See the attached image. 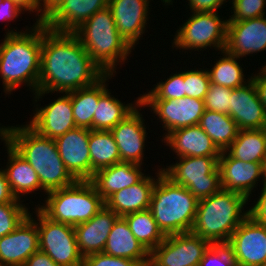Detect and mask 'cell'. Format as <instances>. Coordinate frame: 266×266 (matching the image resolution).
I'll use <instances>...</instances> for the list:
<instances>
[{
    "instance_id": "6da1fadb",
    "label": "cell",
    "mask_w": 266,
    "mask_h": 266,
    "mask_svg": "<svg viewBox=\"0 0 266 266\" xmlns=\"http://www.w3.org/2000/svg\"><path fill=\"white\" fill-rule=\"evenodd\" d=\"M105 73L73 32L54 31L43 22L40 75L35 99L46 93H67L95 84Z\"/></svg>"
},
{
    "instance_id": "7a4b0ae2",
    "label": "cell",
    "mask_w": 266,
    "mask_h": 266,
    "mask_svg": "<svg viewBox=\"0 0 266 266\" xmlns=\"http://www.w3.org/2000/svg\"><path fill=\"white\" fill-rule=\"evenodd\" d=\"M33 26L29 32L8 30L0 44V76L6 94L22 83L33 92L38 91L43 22L36 21Z\"/></svg>"
},
{
    "instance_id": "3957f363",
    "label": "cell",
    "mask_w": 266,
    "mask_h": 266,
    "mask_svg": "<svg viewBox=\"0 0 266 266\" xmlns=\"http://www.w3.org/2000/svg\"><path fill=\"white\" fill-rule=\"evenodd\" d=\"M0 135L32 166L44 192L70 186L76 181L65 168L55 140L38 134L28 124L0 127Z\"/></svg>"
},
{
    "instance_id": "277c9868",
    "label": "cell",
    "mask_w": 266,
    "mask_h": 266,
    "mask_svg": "<svg viewBox=\"0 0 266 266\" xmlns=\"http://www.w3.org/2000/svg\"><path fill=\"white\" fill-rule=\"evenodd\" d=\"M247 202L245 195L224 189L200 199L191 232L211 244H227L232 233L249 215L247 210L244 212Z\"/></svg>"
},
{
    "instance_id": "5b68a950",
    "label": "cell",
    "mask_w": 266,
    "mask_h": 266,
    "mask_svg": "<svg viewBox=\"0 0 266 266\" xmlns=\"http://www.w3.org/2000/svg\"><path fill=\"white\" fill-rule=\"evenodd\" d=\"M157 172L149 210L158 227L165 236L191 232L199 200L168 178L162 168Z\"/></svg>"
},
{
    "instance_id": "8992f818",
    "label": "cell",
    "mask_w": 266,
    "mask_h": 266,
    "mask_svg": "<svg viewBox=\"0 0 266 266\" xmlns=\"http://www.w3.org/2000/svg\"><path fill=\"white\" fill-rule=\"evenodd\" d=\"M73 33L105 74L115 73L116 64L124 62L132 50L119 34L108 7L96 12Z\"/></svg>"
},
{
    "instance_id": "52a82bcc",
    "label": "cell",
    "mask_w": 266,
    "mask_h": 266,
    "mask_svg": "<svg viewBox=\"0 0 266 266\" xmlns=\"http://www.w3.org/2000/svg\"><path fill=\"white\" fill-rule=\"evenodd\" d=\"M45 205L38 209L50 220L72 226L87 222L104 206L90 180H76L72 185L47 192Z\"/></svg>"
},
{
    "instance_id": "ba28073f",
    "label": "cell",
    "mask_w": 266,
    "mask_h": 266,
    "mask_svg": "<svg viewBox=\"0 0 266 266\" xmlns=\"http://www.w3.org/2000/svg\"><path fill=\"white\" fill-rule=\"evenodd\" d=\"M220 156L179 157V162L162 168L175 184L186 187L198 200L222 189L218 159Z\"/></svg>"
},
{
    "instance_id": "9c48e42d",
    "label": "cell",
    "mask_w": 266,
    "mask_h": 266,
    "mask_svg": "<svg viewBox=\"0 0 266 266\" xmlns=\"http://www.w3.org/2000/svg\"><path fill=\"white\" fill-rule=\"evenodd\" d=\"M217 12L192 13L174 37V47L184 50H202L216 47L225 50L228 20L220 19ZM196 49V50H195Z\"/></svg>"
},
{
    "instance_id": "30bf717a",
    "label": "cell",
    "mask_w": 266,
    "mask_h": 266,
    "mask_svg": "<svg viewBox=\"0 0 266 266\" xmlns=\"http://www.w3.org/2000/svg\"><path fill=\"white\" fill-rule=\"evenodd\" d=\"M39 250L60 266H82L74 226L50 220L37 207Z\"/></svg>"
},
{
    "instance_id": "8fae6325",
    "label": "cell",
    "mask_w": 266,
    "mask_h": 266,
    "mask_svg": "<svg viewBox=\"0 0 266 266\" xmlns=\"http://www.w3.org/2000/svg\"><path fill=\"white\" fill-rule=\"evenodd\" d=\"M210 245L208 240L192 232L166 236L150 252L148 266H199Z\"/></svg>"
},
{
    "instance_id": "7c38bea8",
    "label": "cell",
    "mask_w": 266,
    "mask_h": 266,
    "mask_svg": "<svg viewBox=\"0 0 266 266\" xmlns=\"http://www.w3.org/2000/svg\"><path fill=\"white\" fill-rule=\"evenodd\" d=\"M239 266H266V226L249 215L232 233L227 243Z\"/></svg>"
},
{
    "instance_id": "4fadbf2b",
    "label": "cell",
    "mask_w": 266,
    "mask_h": 266,
    "mask_svg": "<svg viewBox=\"0 0 266 266\" xmlns=\"http://www.w3.org/2000/svg\"><path fill=\"white\" fill-rule=\"evenodd\" d=\"M145 105H149L164 124L167 131L164 138L176 129L199 125L205 110L204 100L187 96L177 100H140L139 107L145 108Z\"/></svg>"
},
{
    "instance_id": "5bb4252c",
    "label": "cell",
    "mask_w": 266,
    "mask_h": 266,
    "mask_svg": "<svg viewBox=\"0 0 266 266\" xmlns=\"http://www.w3.org/2000/svg\"><path fill=\"white\" fill-rule=\"evenodd\" d=\"M90 129L76 127L55 139L65 168L76 180L91 179Z\"/></svg>"
},
{
    "instance_id": "9a60e30c",
    "label": "cell",
    "mask_w": 266,
    "mask_h": 266,
    "mask_svg": "<svg viewBox=\"0 0 266 266\" xmlns=\"http://www.w3.org/2000/svg\"><path fill=\"white\" fill-rule=\"evenodd\" d=\"M31 213L11 233L0 238V264L24 266L26 260L39 250V234Z\"/></svg>"
},
{
    "instance_id": "2e32d148",
    "label": "cell",
    "mask_w": 266,
    "mask_h": 266,
    "mask_svg": "<svg viewBox=\"0 0 266 266\" xmlns=\"http://www.w3.org/2000/svg\"><path fill=\"white\" fill-rule=\"evenodd\" d=\"M225 50L239 59L266 50L265 16L244 21H228Z\"/></svg>"
},
{
    "instance_id": "e0dca14e",
    "label": "cell",
    "mask_w": 266,
    "mask_h": 266,
    "mask_svg": "<svg viewBox=\"0 0 266 266\" xmlns=\"http://www.w3.org/2000/svg\"><path fill=\"white\" fill-rule=\"evenodd\" d=\"M222 189L245 195L248 199L257 186L259 177L265 180L262 163L243 162L221 151L218 159ZM256 185V186H255Z\"/></svg>"
},
{
    "instance_id": "ac0fdd59",
    "label": "cell",
    "mask_w": 266,
    "mask_h": 266,
    "mask_svg": "<svg viewBox=\"0 0 266 266\" xmlns=\"http://www.w3.org/2000/svg\"><path fill=\"white\" fill-rule=\"evenodd\" d=\"M36 109L28 125L44 137L55 140L77 127L74 122L71 97L68 93H64L49 105Z\"/></svg>"
},
{
    "instance_id": "d6986e66",
    "label": "cell",
    "mask_w": 266,
    "mask_h": 266,
    "mask_svg": "<svg viewBox=\"0 0 266 266\" xmlns=\"http://www.w3.org/2000/svg\"><path fill=\"white\" fill-rule=\"evenodd\" d=\"M144 119L135 108L110 131L118 146L121 162L142 165L146 140Z\"/></svg>"
},
{
    "instance_id": "ffe728a7",
    "label": "cell",
    "mask_w": 266,
    "mask_h": 266,
    "mask_svg": "<svg viewBox=\"0 0 266 266\" xmlns=\"http://www.w3.org/2000/svg\"><path fill=\"white\" fill-rule=\"evenodd\" d=\"M230 117L239 130L266 128V110L251 79L245 85L232 89Z\"/></svg>"
},
{
    "instance_id": "44dd1931",
    "label": "cell",
    "mask_w": 266,
    "mask_h": 266,
    "mask_svg": "<svg viewBox=\"0 0 266 266\" xmlns=\"http://www.w3.org/2000/svg\"><path fill=\"white\" fill-rule=\"evenodd\" d=\"M150 0H109L108 8L119 34L134 49L145 32Z\"/></svg>"
},
{
    "instance_id": "7402d4cb",
    "label": "cell",
    "mask_w": 266,
    "mask_h": 266,
    "mask_svg": "<svg viewBox=\"0 0 266 266\" xmlns=\"http://www.w3.org/2000/svg\"><path fill=\"white\" fill-rule=\"evenodd\" d=\"M109 0H63L43 21L47 28L73 32L96 12L108 7Z\"/></svg>"
},
{
    "instance_id": "603a6c76",
    "label": "cell",
    "mask_w": 266,
    "mask_h": 266,
    "mask_svg": "<svg viewBox=\"0 0 266 266\" xmlns=\"http://www.w3.org/2000/svg\"><path fill=\"white\" fill-rule=\"evenodd\" d=\"M118 217L105 205L90 220L74 226L77 247L83 257L103 252L109 233Z\"/></svg>"
},
{
    "instance_id": "cb8c5ba5",
    "label": "cell",
    "mask_w": 266,
    "mask_h": 266,
    "mask_svg": "<svg viewBox=\"0 0 266 266\" xmlns=\"http://www.w3.org/2000/svg\"><path fill=\"white\" fill-rule=\"evenodd\" d=\"M164 143L179 157L220 156L221 151L199 125L170 132Z\"/></svg>"
},
{
    "instance_id": "d4e9b609",
    "label": "cell",
    "mask_w": 266,
    "mask_h": 266,
    "mask_svg": "<svg viewBox=\"0 0 266 266\" xmlns=\"http://www.w3.org/2000/svg\"><path fill=\"white\" fill-rule=\"evenodd\" d=\"M141 171L139 164L119 162L96 171L90 181L106 201L115 192L138 183L145 176Z\"/></svg>"
},
{
    "instance_id": "484cf974",
    "label": "cell",
    "mask_w": 266,
    "mask_h": 266,
    "mask_svg": "<svg viewBox=\"0 0 266 266\" xmlns=\"http://www.w3.org/2000/svg\"><path fill=\"white\" fill-rule=\"evenodd\" d=\"M103 253L135 260L142 266L149 265L150 253L136 239L123 217H118L114 222Z\"/></svg>"
},
{
    "instance_id": "4316f807",
    "label": "cell",
    "mask_w": 266,
    "mask_h": 266,
    "mask_svg": "<svg viewBox=\"0 0 266 266\" xmlns=\"http://www.w3.org/2000/svg\"><path fill=\"white\" fill-rule=\"evenodd\" d=\"M156 180L157 178L145 175L138 183L112 194L105 201V205L119 217L147 210L150 207L152 189Z\"/></svg>"
},
{
    "instance_id": "83f0119b",
    "label": "cell",
    "mask_w": 266,
    "mask_h": 266,
    "mask_svg": "<svg viewBox=\"0 0 266 266\" xmlns=\"http://www.w3.org/2000/svg\"><path fill=\"white\" fill-rule=\"evenodd\" d=\"M0 137L6 144L9 161V165L7 164L3 171L16 199L20 200L22 195L37 191V189L44 190L32 166L1 135Z\"/></svg>"
},
{
    "instance_id": "f1b7e54d",
    "label": "cell",
    "mask_w": 266,
    "mask_h": 266,
    "mask_svg": "<svg viewBox=\"0 0 266 266\" xmlns=\"http://www.w3.org/2000/svg\"><path fill=\"white\" fill-rule=\"evenodd\" d=\"M114 74H105L95 84L67 92L71 97L74 122L77 127L93 130V115L99 98L108 90L106 80Z\"/></svg>"
},
{
    "instance_id": "f546056e",
    "label": "cell",
    "mask_w": 266,
    "mask_h": 266,
    "mask_svg": "<svg viewBox=\"0 0 266 266\" xmlns=\"http://www.w3.org/2000/svg\"><path fill=\"white\" fill-rule=\"evenodd\" d=\"M232 158L243 162L264 163L266 128L239 130L237 137L225 150Z\"/></svg>"
},
{
    "instance_id": "4dcf8cb0",
    "label": "cell",
    "mask_w": 266,
    "mask_h": 266,
    "mask_svg": "<svg viewBox=\"0 0 266 266\" xmlns=\"http://www.w3.org/2000/svg\"><path fill=\"white\" fill-rule=\"evenodd\" d=\"M91 178L102 168L121 162L118 146L110 130H90Z\"/></svg>"
},
{
    "instance_id": "1f68e13d",
    "label": "cell",
    "mask_w": 266,
    "mask_h": 266,
    "mask_svg": "<svg viewBox=\"0 0 266 266\" xmlns=\"http://www.w3.org/2000/svg\"><path fill=\"white\" fill-rule=\"evenodd\" d=\"M199 126L220 151H225L238 134L236 122L225 113L204 110Z\"/></svg>"
},
{
    "instance_id": "d6a6232c",
    "label": "cell",
    "mask_w": 266,
    "mask_h": 266,
    "mask_svg": "<svg viewBox=\"0 0 266 266\" xmlns=\"http://www.w3.org/2000/svg\"><path fill=\"white\" fill-rule=\"evenodd\" d=\"M110 94L107 90L99 98L93 115V130H111L140 104V97L135 104L125 105Z\"/></svg>"
},
{
    "instance_id": "836d02e7",
    "label": "cell",
    "mask_w": 266,
    "mask_h": 266,
    "mask_svg": "<svg viewBox=\"0 0 266 266\" xmlns=\"http://www.w3.org/2000/svg\"><path fill=\"white\" fill-rule=\"evenodd\" d=\"M123 218L136 239L149 253L166 238L149 209L127 214Z\"/></svg>"
},
{
    "instance_id": "e575fe53",
    "label": "cell",
    "mask_w": 266,
    "mask_h": 266,
    "mask_svg": "<svg viewBox=\"0 0 266 266\" xmlns=\"http://www.w3.org/2000/svg\"><path fill=\"white\" fill-rule=\"evenodd\" d=\"M223 56L208 70L210 83L217 84L231 89L241 87L250 80L245 81L243 68L237 62L238 57L222 50Z\"/></svg>"
},
{
    "instance_id": "d590c367",
    "label": "cell",
    "mask_w": 266,
    "mask_h": 266,
    "mask_svg": "<svg viewBox=\"0 0 266 266\" xmlns=\"http://www.w3.org/2000/svg\"><path fill=\"white\" fill-rule=\"evenodd\" d=\"M185 97L184 72L171 75L165 82H158L157 85L147 94H140V100H164L180 99Z\"/></svg>"
},
{
    "instance_id": "8d00e7d4",
    "label": "cell",
    "mask_w": 266,
    "mask_h": 266,
    "mask_svg": "<svg viewBox=\"0 0 266 266\" xmlns=\"http://www.w3.org/2000/svg\"><path fill=\"white\" fill-rule=\"evenodd\" d=\"M29 215L21 203L0 204V238L14 231Z\"/></svg>"
},
{
    "instance_id": "74e56055",
    "label": "cell",
    "mask_w": 266,
    "mask_h": 266,
    "mask_svg": "<svg viewBox=\"0 0 266 266\" xmlns=\"http://www.w3.org/2000/svg\"><path fill=\"white\" fill-rule=\"evenodd\" d=\"M185 96L204 100L210 85L208 70L184 71Z\"/></svg>"
},
{
    "instance_id": "f35d334b",
    "label": "cell",
    "mask_w": 266,
    "mask_h": 266,
    "mask_svg": "<svg viewBox=\"0 0 266 266\" xmlns=\"http://www.w3.org/2000/svg\"><path fill=\"white\" fill-rule=\"evenodd\" d=\"M231 95V88L210 83L208 92L204 98V107L206 110L225 113L230 116Z\"/></svg>"
},
{
    "instance_id": "ab89813d",
    "label": "cell",
    "mask_w": 266,
    "mask_h": 266,
    "mask_svg": "<svg viewBox=\"0 0 266 266\" xmlns=\"http://www.w3.org/2000/svg\"><path fill=\"white\" fill-rule=\"evenodd\" d=\"M234 11L228 21H244L265 16L266 0H232Z\"/></svg>"
},
{
    "instance_id": "60d3db41",
    "label": "cell",
    "mask_w": 266,
    "mask_h": 266,
    "mask_svg": "<svg viewBox=\"0 0 266 266\" xmlns=\"http://www.w3.org/2000/svg\"><path fill=\"white\" fill-rule=\"evenodd\" d=\"M227 244H211L203 255L199 266H235Z\"/></svg>"
},
{
    "instance_id": "b9f144b4",
    "label": "cell",
    "mask_w": 266,
    "mask_h": 266,
    "mask_svg": "<svg viewBox=\"0 0 266 266\" xmlns=\"http://www.w3.org/2000/svg\"><path fill=\"white\" fill-rule=\"evenodd\" d=\"M82 266H142L138 261L107 255L103 252L83 257Z\"/></svg>"
},
{
    "instance_id": "7bdbcfd3",
    "label": "cell",
    "mask_w": 266,
    "mask_h": 266,
    "mask_svg": "<svg viewBox=\"0 0 266 266\" xmlns=\"http://www.w3.org/2000/svg\"><path fill=\"white\" fill-rule=\"evenodd\" d=\"M263 182V187L261 191V195L257 199L255 205L248 210L249 216L266 226V182Z\"/></svg>"
},
{
    "instance_id": "ee69618b",
    "label": "cell",
    "mask_w": 266,
    "mask_h": 266,
    "mask_svg": "<svg viewBox=\"0 0 266 266\" xmlns=\"http://www.w3.org/2000/svg\"><path fill=\"white\" fill-rule=\"evenodd\" d=\"M26 11L20 4L15 0H0V20H13Z\"/></svg>"
},
{
    "instance_id": "f6af8a7d",
    "label": "cell",
    "mask_w": 266,
    "mask_h": 266,
    "mask_svg": "<svg viewBox=\"0 0 266 266\" xmlns=\"http://www.w3.org/2000/svg\"><path fill=\"white\" fill-rule=\"evenodd\" d=\"M192 13L197 12H216L226 0H187Z\"/></svg>"
},
{
    "instance_id": "bcb514c9",
    "label": "cell",
    "mask_w": 266,
    "mask_h": 266,
    "mask_svg": "<svg viewBox=\"0 0 266 266\" xmlns=\"http://www.w3.org/2000/svg\"><path fill=\"white\" fill-rule=\"evenodd\" d=\"M3 203H20V200L12 194L7 176L3 169H0V204Z\"/></svg>"
},
{
    "instance_id": "7dc6e473",
    "label": "cell",
    "mask_w": 266,
    "mask_h": 266,
    "mask_svg": "<svg viewBox=\"0 0 266 266\" xmlns=\"http://www.w3.org/2000/svg\"><path fill=\"white\" fill-rule=\"evenodd\" d=\"M258 74L250 76V79L256 88L259 100L263 103L266 110V70L262 67Z\"/></svg>"
},
{
    "instance_id": "c3c4849f",
    "label": "cell",
    "mask_w": 266,
    "mask_h": 266,
    "mask_svg": "<svg viewBox=\"0 0 266 266\" xmlns=\"http://www.w3.org/2000/svg\"><path fill=\"white\" fill-rule=\"evenodd\" d=\"M24 266H60L56 264L46 253L38 250L25 262Z\"/></svg>"
},
{
    "instance_id": "681fc988",
    "label": "cell",
    "mask_w": 266,
    "mask_h": 266,
    "mask_svg": "<svg viewBox=\"0 0 266 266\" xmlns=\"http://www.w3.org/2000/svg\"><path fill=\"white\" fill-rule=\"evenodd\" d=\"M18 4H20L26 11H37L38 19L37 21L43 22V8H42V0H15ZM35 10V11H34Z\"/></svg>"
},
{
    "instance_id": "f907efd6",
    "label": "cell",
    "mask_w": 266,
    "mask_h": 266,
    "mask_svg": "<svg viewBox=\"0 0 266 266\" xmlns=\"http://www.w3.org/2000/svg\"><path fill=\"white\" fill-rule=\"evenodd\" d=\"M43 2V21L46 16L63 0H42Z\"/></svg>"
},
{
    "instance_id": "816d5d0a",
    "label": "cell",
    "mask_w": 266,
    "mask_h": 266,
    "mask_svg": "<svg viewBox=\"0 0 266 266\" xmlns=\"http://www.w3.org/2000/svg\"><path fill=\"white\" fill-rule=\"evenodd\" d=\"M263 167H264L265 182H266V155H265V159H264Z\"/></svg>"
},
{
    "instance_id": "f5cc1de1",
    "label": "cell",
    "mask_w": 266,
    "mask_h": 266,
    "mask_svg": "<svg viewBox=\"0 0 266 266\" xmlns=\"http://www.w3.org/2000/svg\"><path fill=\"white\" fill-rule=\"evenodd\" d=\"M161 1H163V3H167L168 5L170 4V3H172V0H161Z\"/></svg>"
}]
</instances>
